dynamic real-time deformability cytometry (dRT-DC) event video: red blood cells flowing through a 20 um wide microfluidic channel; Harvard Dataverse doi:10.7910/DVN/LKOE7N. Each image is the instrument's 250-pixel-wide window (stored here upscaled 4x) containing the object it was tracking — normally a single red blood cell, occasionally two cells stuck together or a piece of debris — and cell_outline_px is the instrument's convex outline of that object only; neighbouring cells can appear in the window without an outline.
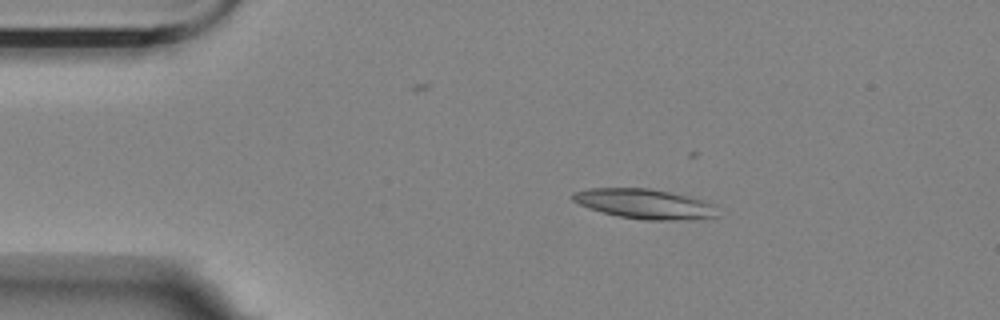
{"species": "Egyptian fruit bat (a non-hibernating species)", "species_latin": "Rousettus aegyptiacus", "temperature_condition": "room temperature", "stored_images_in_passage": 5, "camera_frame_rate_fps": 3000, "um_per_image_px": 0.085, "animal": {"sex": "female"}, "frame": {"image": 1, "passage_image": 2, "time_ms": 2.0, "image_size_px": [1000, 320], "cell_outline_px": [[720, 216], [688, 220], [644, 220], [620, 216], [588, 208], [572, 200], [572, 192], [592, 188], [648, 188], [688, 196], [716, 204]], "centroid_in_image_um": [54.85, 17.33], "position_along_channel_um": 30.1, "area_um2": 25.2}}
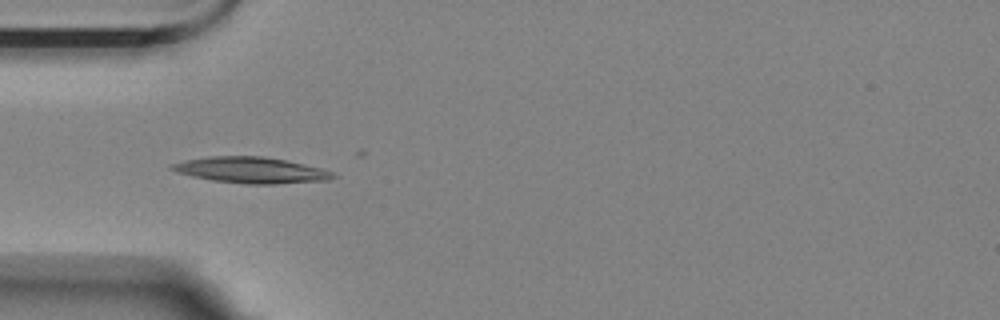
{"frame": {"image": 2, "passage_image": 4, "time_ms": 4.333, "image_size_px": [1000, 320], "cell_outline_px": [[340, 176], [328, 180], [276, 184], [244, 184], [212, 180], [192, 176], [176, 172], [168, 168], [172, 164], [184, 160], [208, 156], [260, 156], [284, 160], [320, 168], [332, 172]], "centroid_in_image_um": [21.32, 14.47], "position_along_channel_um": 63.7, "area_um2": 24.39}}
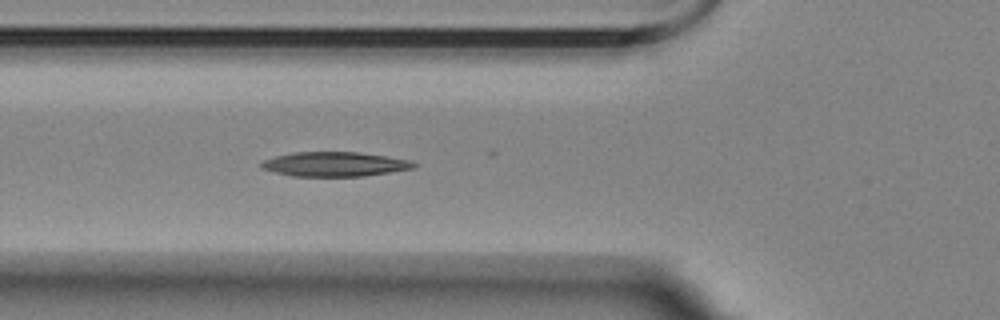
{"frame": {"image": 3, "passage_image": 5, "time_ms": 5.333, "image_size_px": [1000, 320], "cell_outline_px": [[416, 168], [364, 176], [292, 176], [260, 168], [260, 164], [264, 160], [276, 156], [292, 152], [356, 152], [384, 156], [408, 160], [416, 164]], "centroid_in_image_um": [28.42, 13.96], "position_along_channel_um": 97.4, "area_um2": 21.56}}